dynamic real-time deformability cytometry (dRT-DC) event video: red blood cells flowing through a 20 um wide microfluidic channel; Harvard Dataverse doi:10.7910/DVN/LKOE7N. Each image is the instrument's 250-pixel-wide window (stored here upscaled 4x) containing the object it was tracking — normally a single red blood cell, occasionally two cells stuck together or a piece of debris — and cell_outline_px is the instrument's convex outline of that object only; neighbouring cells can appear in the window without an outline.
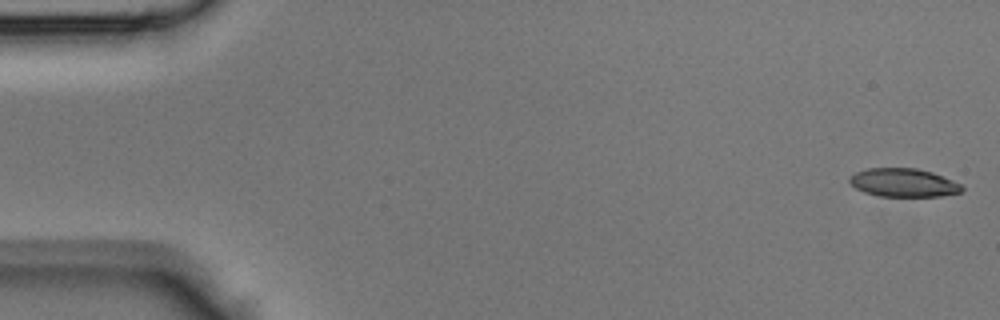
{"species": "Egyptian fruit bat (a non-hibernating species)", "species_latin": "Rousettus aegyptiacus", "temperature_condition": "room temperature", "stored_images_in_passage": 43, "camera_frame_rate_fps": 3000, "um_per_image_px": 0.085, "animal": {"sex": "male"}, "frame": {"image": 1, "passage_image": 1, "time_ms": 0.0, "image_size_px": [1000, 320], "cell_outline_px": [[964, 188], [960, 192], [940, 196], [880, 196], [864, 192], [856, 188], [848, 180], [856, 172], [868, 168], [916, 168], [932, 172], [952, 180], [960, 184]], "centroid_in_image_um": [76.8, 15.52], "position_along_channel_um": 8.2, "area_um2": 18.38}}
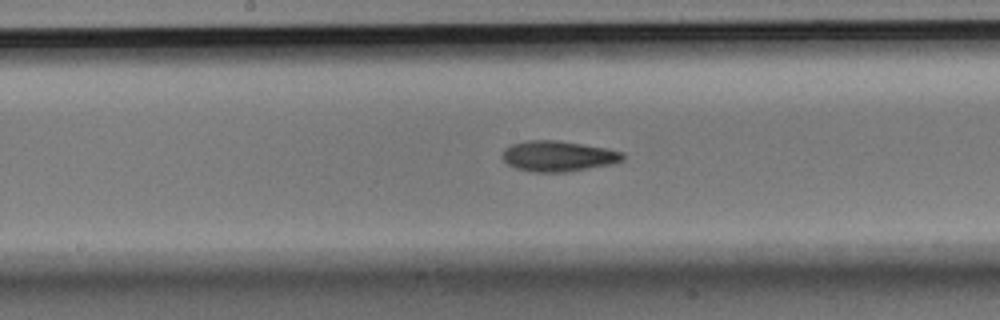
{"frame": {"image": 2, "passage_image": 22, "time_ms": 7.0, "image_size_px": [1000, 320], "cell_outline_px": [[624, 160], [612, 164], [564, 172], [536, 172], [516, 168], [508, 164], [500, 156], [504, 148], [512, 144], [528, 140], [556, 140], [608, 148], [624, 152]], "centroid_in_image_um": [47.44, 13.26], "position_along_channel_um": 200.8, "area_um2": 21.5}}
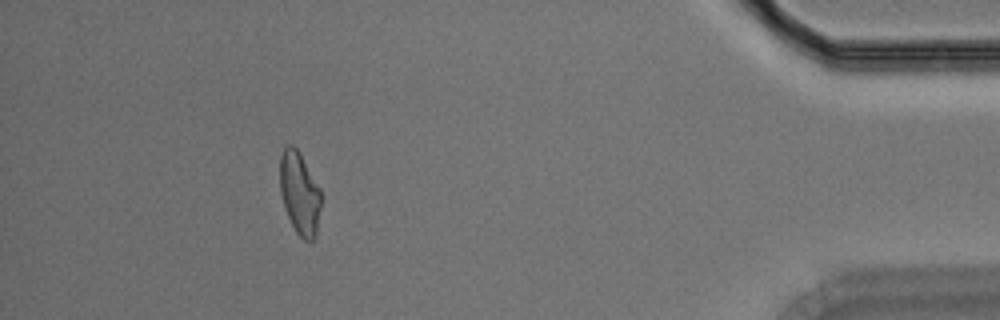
{"frame": {"image": 3, "passage_image": 39, "time_ms": 12.667, "image_size_px": [1000, 320], "cell_outline_px": [[320, 208], [316, 236], [312, 240], [304, 240], [296, 232], [284, 208], [280, 192], [280, 156], [284, 148], [288, 144], [292, 144], [300, 152], [320, 188]], "centroid_in_image_um": [25.46, 16.4], "position_along_channel_um": 409.7, "area_um2": 19.77}}